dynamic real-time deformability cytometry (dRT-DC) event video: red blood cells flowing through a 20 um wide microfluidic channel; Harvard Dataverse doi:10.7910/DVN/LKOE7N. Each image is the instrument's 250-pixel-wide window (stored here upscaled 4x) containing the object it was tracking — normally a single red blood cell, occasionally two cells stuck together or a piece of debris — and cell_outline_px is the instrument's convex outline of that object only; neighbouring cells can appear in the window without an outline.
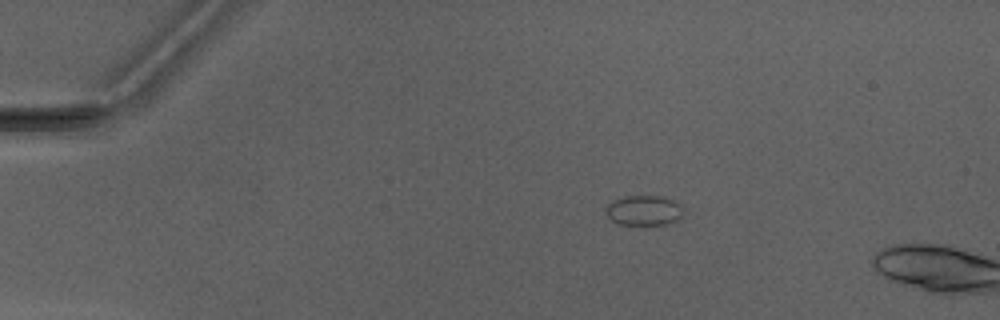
{"species": "Egyptian fruit bat (a non-hibernating species)", "species_latin": "Rousettus aegyptiacus", "temperature_condition": "warm", "stored_images_in_passage": 3, "camera_frame_rate_fps": 3000, "um_per_image_px": 0.085, "animal": {"sex": "male"}, "frame": {"image": 1, "passage_image": 3, "time_ms": 2.333, "image_size_px": [1000, 320], "cell_outline_px": [[684, 216], [676, 220], [664, 224], [616, 224], [604, 212], [604, 208], [608, 204], [624, 196], [660, 196], [672, 200], [680, 204], [684, 208]], "centroid_in_image_um": [54.74, 17.88], "position_along_channel_um": 30.3, "area_um2": 13.58}}